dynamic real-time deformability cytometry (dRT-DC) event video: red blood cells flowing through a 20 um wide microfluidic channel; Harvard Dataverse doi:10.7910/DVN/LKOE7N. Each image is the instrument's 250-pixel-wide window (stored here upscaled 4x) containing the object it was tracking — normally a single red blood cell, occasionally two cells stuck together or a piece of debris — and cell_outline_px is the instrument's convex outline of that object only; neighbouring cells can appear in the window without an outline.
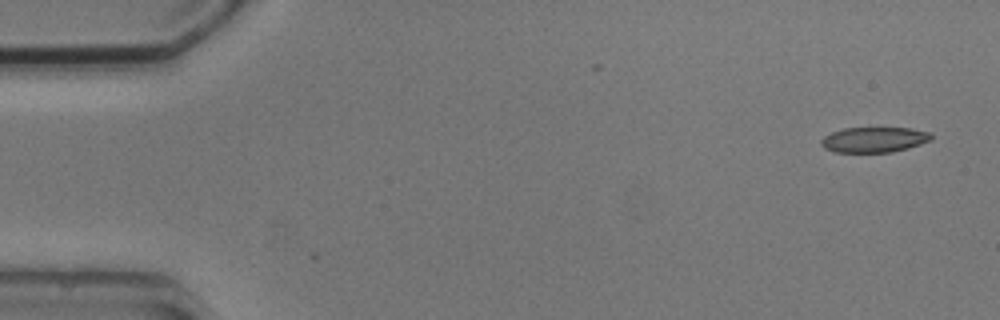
{"species": "common noctule bat (a hibernating species)", "species_latin": "Nyctalus noctula", "temperature_condition": "cold", "stored_images_in_passage": 7, "camera_frame_rate_fps": 3000, "um_per_image_px": 0.085, "animal": {"sex": "male", "body_mass_g": 20.5, "forearm_length_mm": 52.5}, "frame": {"image": 1, "passage_image": 1, "time_ms": 0.0, "image_size_px": [1000, 320], "cell_outline_px": [[932, 140], [908, 148], [892, 152], [836, 152], [824, 148], [820, 144], [820, 140], [824, 136], [832, 132], [844, 128], [912, 128], [932, 132]], "centroid_in_image_um": [74.32, 11.87], "position_along_channel_um": 10.7, "area_um2": 16.36}}
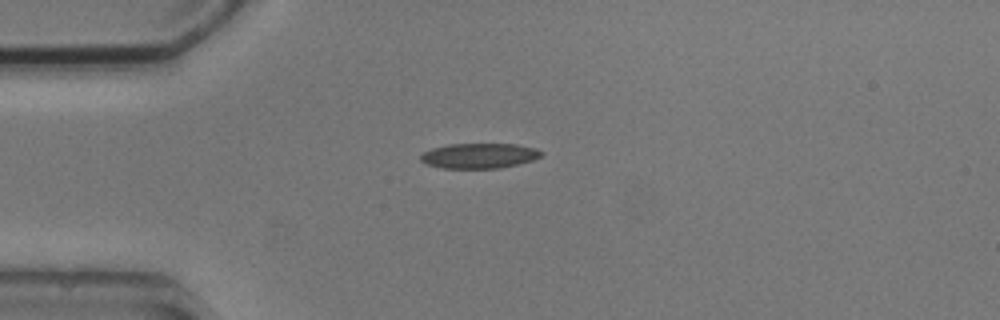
{"frame": {"image": 2, "passage_image": 4, "time_ms": 3.667, "image_size_px": [1000, 320], "cell_outline_px": [[544, 152], [540, 156], [532, 160], [500, 168], [440, 168], [424, 164], [420, 160], [420, 156], [424, 152], [432, 148], [448, 144], [516, 144], [536, 148]], "centroid_in_image_um": [40.7, 13.24], "position_along_channel_um": 44.3, "area_um2": 17.69}}